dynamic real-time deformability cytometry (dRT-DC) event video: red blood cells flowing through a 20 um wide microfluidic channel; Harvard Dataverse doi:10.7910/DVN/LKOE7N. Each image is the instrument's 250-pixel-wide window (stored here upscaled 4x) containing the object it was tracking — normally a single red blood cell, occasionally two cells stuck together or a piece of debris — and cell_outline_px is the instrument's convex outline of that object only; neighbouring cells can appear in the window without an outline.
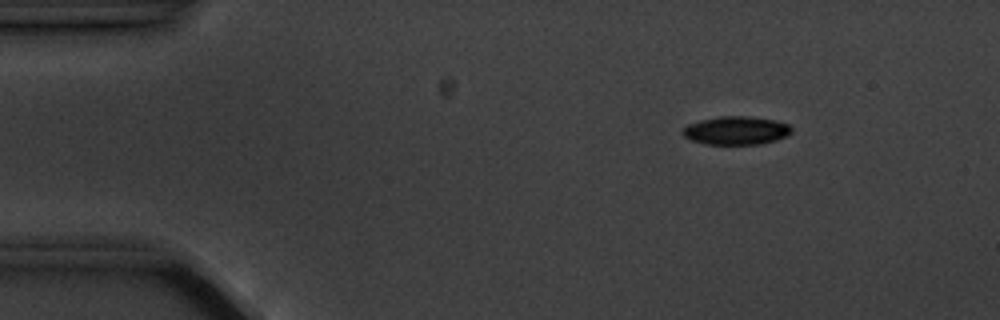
{"species": "common noctule bat (a hibernating species)", "species_latin": "Nyctalus noctula", "temperature_condition": "cold", "stored_images_in_passage": 7, "camera_frame_rate_fps": 3000, "um_per_image_px": 0.085, "animal": {"sex": "male", "body_mass_g": 20.1, "forearm_length_mm": 53.5}, "frame": {"image": 1, "passage_image": 3, "time_ms": 2.333, "image_size_px": [1000, 320], "cell_outline_px": [[792, 132], [788, 136], [776, 140], [760, 144], [704, 144], [692, 140], [684, 136], [680, 132], [688, 124], [700, 120], [720, 116], [748, 116], [776, 120], [788, 124], [792, 128]], "centroid_in_image_um": [62.59, 11.09], "position_along_channel_um": 22.4, "area_um2": 18.09}}